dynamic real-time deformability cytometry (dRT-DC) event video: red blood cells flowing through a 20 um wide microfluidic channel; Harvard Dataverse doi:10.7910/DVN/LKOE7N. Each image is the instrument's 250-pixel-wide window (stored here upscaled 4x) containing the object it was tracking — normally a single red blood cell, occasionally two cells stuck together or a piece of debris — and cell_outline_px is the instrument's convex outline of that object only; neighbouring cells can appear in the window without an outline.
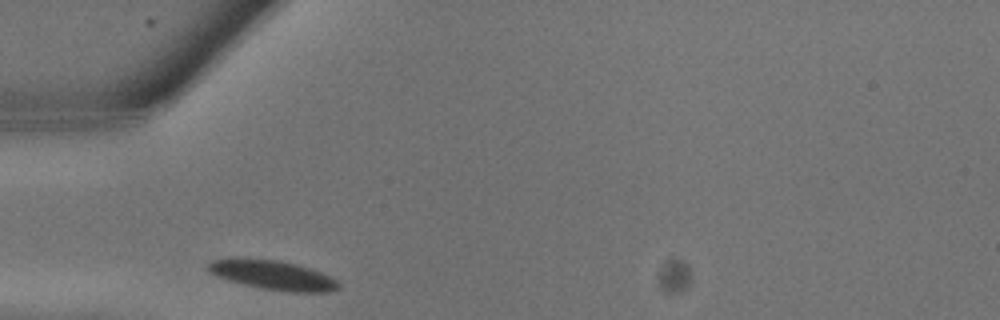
{"species": "common noctule bat (a hibernating species)", "species_latin": "Nyctalus noctula", "temperature_condition": "warm", "stored_images_in_passage": 9, "camera_frame_rate_fps": 3000, "um_per_image_px": 0.085, "animal": {"sex": "male", "body_mass_g": 13.3}, "frame": {"image": 1, "passage_image": 1, "time_ms": 0.0, "image_size_px": [1000, 320], "cell_outline_px": [[340, 288], [328, 292], [292, 292], [264, 288], [244, 284], [228, 280], [216, 276], [208, 272], [208, 264], [212, 260], [228, 256], [276, 260], [296, 264], [320, 272], [336, 280], [340, 284]], "centroid_in_image_um": [23.12, 23.36], "position_along_channel_um": 61.9, "area_um2": 22.37}}
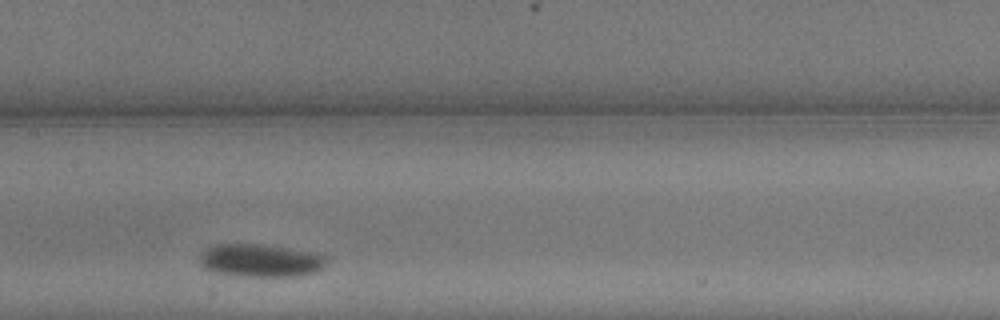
{"frame": {"image": 2, "passage_image": 6, "time_ms": 1.667, "image_size_px": [1000, 320], "cell_outline_px": [[324, 268], [316, 272], [296, 276], [240, 276], [212, 272], [204, 268], [200, 264], [200, 256], [208, 248], [216, 244], [264, 244], [312, 252], [324, 256]], "centroid_in_image_um": [22.11, 22.15], "position_along_channel_um": 185.3, "area_um2": 24.16}}
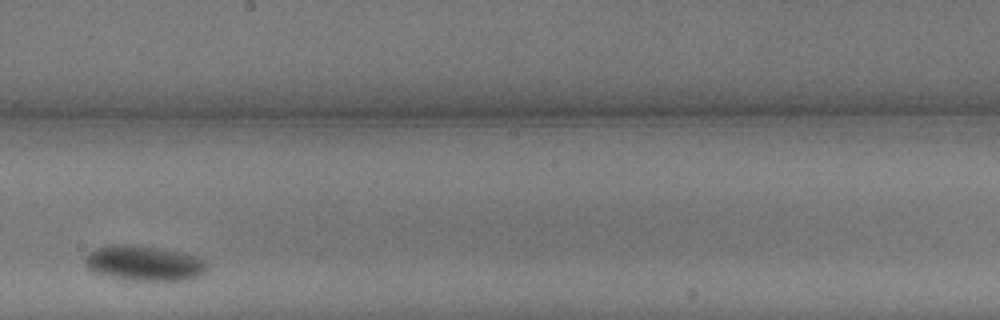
{"frame": {"image": 3, "passage_image": 8, "time_ms": 2.333, "image_size_px": [1000, 320], "cell_outline_px": [[208, 268], [200, 276], [188, 280], [128, 280], [92, 272], [84, 264], [84, 256], [96, 248], [108, 244], [132, 244], [184, 252], [196, 256], [204, 260], [208, 264]], "centroid_in_image_um": [12.25, 22.36], "position_along_channel_um": 236.0, "area_um2": 25.32}}